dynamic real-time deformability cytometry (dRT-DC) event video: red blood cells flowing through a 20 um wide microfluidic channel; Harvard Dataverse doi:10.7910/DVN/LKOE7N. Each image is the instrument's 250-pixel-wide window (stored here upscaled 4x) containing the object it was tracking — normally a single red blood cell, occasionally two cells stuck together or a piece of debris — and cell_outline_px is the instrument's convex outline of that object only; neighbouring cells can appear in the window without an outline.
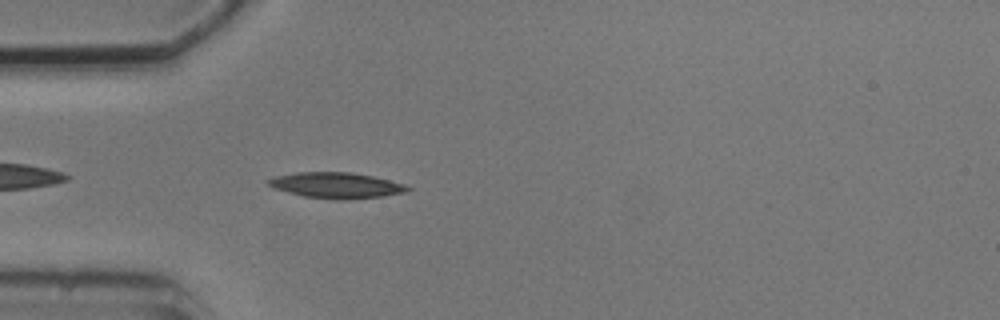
{"species": "common noctule bat (a hibernating species)", "species_latin": "Nyctalus noctula", "temperature_condition": "cold", "stored_images_in_passage": 4, "camera_frame_rate_fps": 3000, "um_per_image_px": 0.085, "animal": {"sex": "male", "body_mass_g": 20.5, "forearm_length_mm": 52.5}, "frame": {"image": 1, "passage_image": 4, "time_ms": 3.667, "image_size_px": [1000, 320], "cell_outline_px": [[412, 188], [408, 192], [384, 196], [340, 200], [336, 200], [304, 196], [288, 192], [276, 188], [268, 184], [264, 180], [276, 176], [296, 172], [352, 172], [372, 176], [404, 184]], "centroid_in_image_um": [28.6, 15.75], "position_along_channel_um": 56.4, "area_um2": 20.87}}